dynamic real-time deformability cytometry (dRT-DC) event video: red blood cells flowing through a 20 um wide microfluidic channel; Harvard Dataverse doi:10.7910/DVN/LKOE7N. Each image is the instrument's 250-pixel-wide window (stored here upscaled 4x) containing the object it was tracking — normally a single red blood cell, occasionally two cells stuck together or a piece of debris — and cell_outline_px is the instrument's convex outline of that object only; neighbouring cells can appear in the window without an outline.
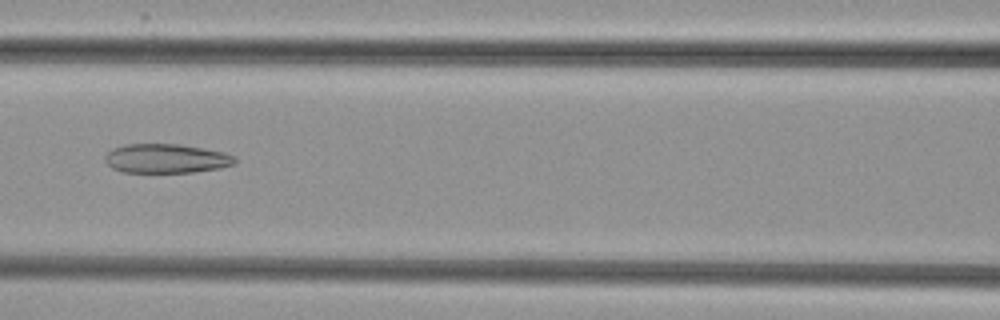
{"species": "common noctule bat (a hibernating species)", "species_latin": "Nyctalus noctula", "temperature_condition": "cold", "stored_images_in_passage": 54, "camera_frame_rate_fps": 3000, "um_per_image_px": 0.085, "animal": {"sex": "female", "body_mass_g": 29.2, "forearm_length_mm": 56.3}, "frame": {"image": 1, "passage_image": 25, "time_ms": 8.0, "image_size_px": [1000, 320], "cell_outline_px": [[236, 164], [220, 168], [192, 172], [120, 172], [112, 168], [104, 160], [104, 156], [112, 148], [124, 144], [180, 144], [204, 148], [224, 152], [236, 156]], "centroid_in_image_um": [14.13, 13.47], "position_along_channel_um": 152.5, "area_um2": 22.31}}
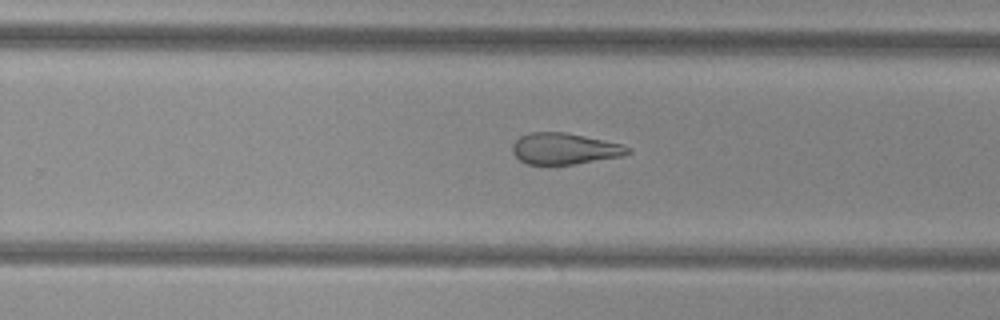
{"frame": {"image": 2, "passage_image": 35, "time_ms": 11.333, "image_size_px": [1000, 320], "cell_outline_px": [[632, 152], [624, 156], [572, 164], [528, 164], [520, 160], [512, 152], [512, 144], [520, 136], [532, 132], [564, 132], [624, 144], [632, 148]], "centroid_in_image_um": [48.03, 12.63], "position_along_channel_um": 281.8, "area_um2": 21.04}}
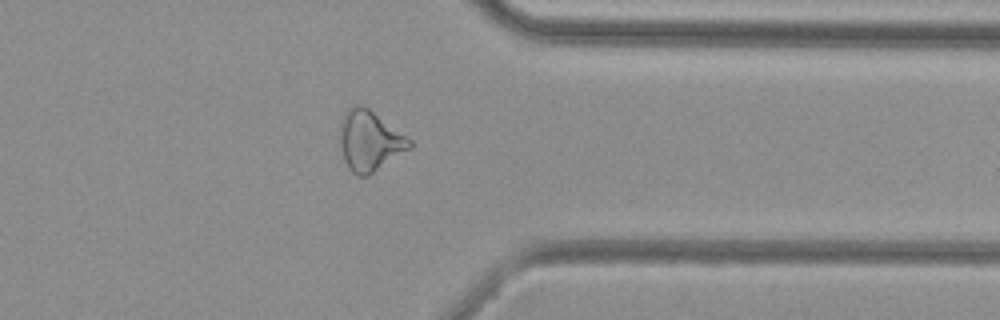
{"frame": {"image": 3, "passage_image": 43, "time_ms": 14.0, "image_size_px": [1000, 320], "cell_outline_px": [[412, 148], [368, 176], [356, 176], [348, 168], [344, 160], [340, 144], [340, 128], [344, 112], [348, 108], [356, 104], [368, 108], [412, 140]], "centroid_in_image_um": [31.42, 11.99], "position_along_channel_um": 380.0, "area_um2": 24.45}}